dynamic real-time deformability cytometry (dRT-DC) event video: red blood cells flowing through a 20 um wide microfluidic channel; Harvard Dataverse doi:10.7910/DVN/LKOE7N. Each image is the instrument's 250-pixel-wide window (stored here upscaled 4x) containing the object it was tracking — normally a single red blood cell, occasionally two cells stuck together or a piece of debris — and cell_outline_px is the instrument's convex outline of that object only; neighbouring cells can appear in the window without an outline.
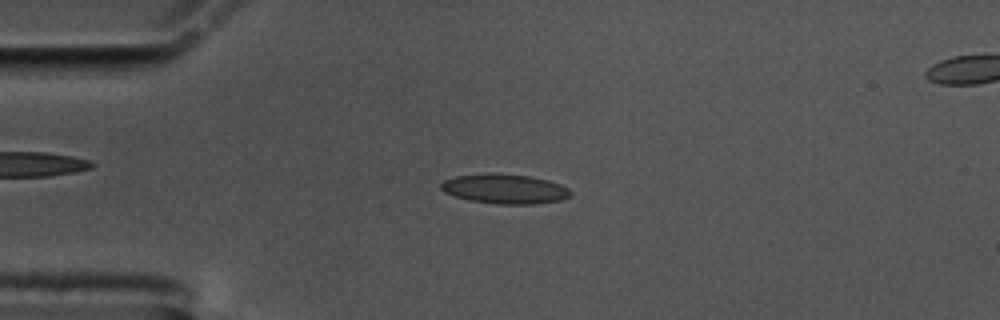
{"species": "common noctule bat (a hibernating species)", "species_latin": "Nyctalus noctula", "temperature_condition": "cold", "stored_images_in_passage": 57, "camera_frame_rate_fps": 3000, "um_per_image_px": 0.085, "animal": {"sex": "male", "body_mass_g": 17.5, "forearm_length_mm": 52.3}, "frame": {"image": 1, "passage_image": 13, "time_ms": 4.0, "image_size_px": [1000, 320], "cell_outline_px": [[572, 192], [568, 196], [560, 200], [532, 204], [500, 204], [468, 200], [444, 192], [440, 188], [440, 184], [444, 180], [456, 176], [528, 176], [548, 180], [560, 184], [568, 188]], "centroid_in_image_um": [42.93, 16.1], "position_along_channel_um": 42.1, "area_um2": 21.27}}
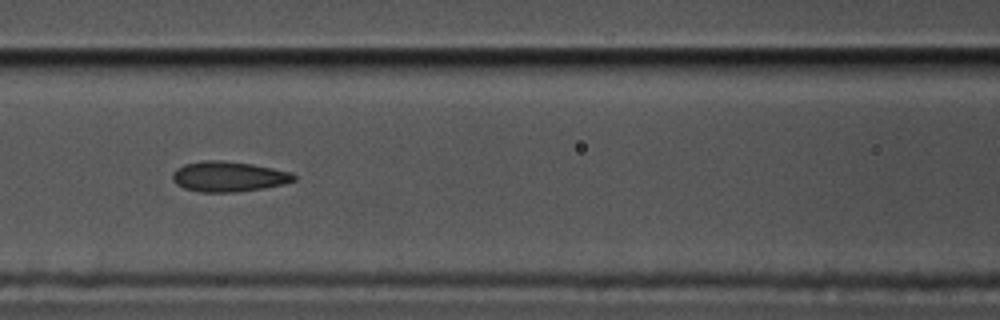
{"frame": {"image": 2, "passage_image": 24, "time_ms": 7.667, "image_size_px": [1000, 320], "cell_outline_px": [[296, 180], [284, 184], [264, 188], [232, 192], [200, 192], [184, 188], [176, 184], [172, 180], [172, 172], [176, 168], [184, 164], [204, 160], [224, 160], [252, 164], [292, 172], [296, 176]], "centroid_in_image_um": [19.41, 15.0], "position_along_channel_um": 147.2, "area_um2": 21.56}}
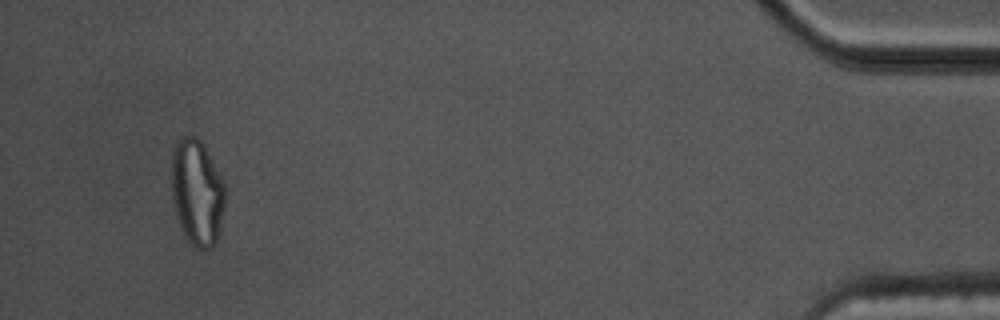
{"frame": {"image": 3, "passage_image": 54, "time_ms": 17.667, "image_size_px": [1000, 320], "cell_outline_px": [[224, 204], [220, 228], [216, 244], [212, 248], [196, 248], [188, 240], [176, 216], [172, 204], [172, 148], [180, 136], [196, 136], [204, 144], [224, 184]], "centroid_in_image_um": [16.73, 16.33], "position_along_channel_um": 418.5, "area_um2": 33.06}, "authors_computed_cell_mechanics": {"area_um2": 21.3282, "velocity_mm_per_s": 3.4513, "shape_relaxation_time_tau1_ms": null, "shape_relaxation_time_tau2_ms": 2.399, "deformation_change_tau1": null, "deformation_change_tau2": 0.084}}